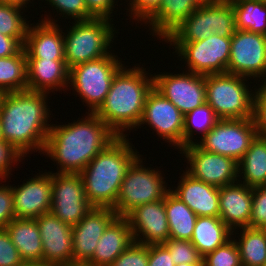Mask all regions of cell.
I'll return each instance as SVG.
<instances>
[{
    "mask_svg": "<svg viewBox=\"0 0 266 266\" xmlns=\"http://www.w3.org/2000/svg\"><path fill=\"white\" fill-rule=\"evenodd\" d=\"M202 261L203 266H242L235 238L207 253Z\"/></svg>",
    "mask_w": 266,
    "mask_h": 266,
    "instance_id": "cell-37",
    "label": "cell"
},
{
    "mask_svg": "<svg viewBox=\"0 0 266 266\" xmlns=\"http://www.w3.org/2000/svg\"><path fill=\"white\" fill-rule=\"evenodd\" d=\"M111 20L93 18L75 21L68 34L64 33V58L69 69L110 54L108 48H111L115 34Z\"/></svg>",
    "mask_w": 266,
    "mask_h": 266,
    "instance_id": "cell-6",
    "label": "cell"
},
{
    "mask_svg": "<svg viewBox=\"0 0 266 266\" xmlns=\"http://www.w3.org/2000/svg\"><path fill=\"white\" fill-rule=\"evenodd\" d=\"M116 56L111 53L69 69L68 85H72L91 113L104 103L114 76L123 67Z\"/></svg>",
    "mask_w": 266,
    "mask_h": 266,
    "instance_id": "cell-7",
    "label": "cell"
},
{
    "mask_svg": "<svg viewBox=\"0 0 266 266\" xmlns=\"http://www.w3.org/2000/svg\"><path fill=\"white\" fill-rule=\"evenodd\" d=\"M118 135L95 113L67 125H51L44 150L58 173L79 174Z\"/></svg>",
    "mask_w": 266,
    "mask_h": 266,
    "instance_id": "cell-1",
    "label": "cell"
},
{
    "mask_svg": "<svg viewBox=\"0 0 266 266\" xmlns=\"http://www.w3.org/2000/svg\"><path fill=\"white\" fill-rule=\"evenodd\" d=\"M16 218L36 219L50 213L52 205L51 172L40 174L19 187L11 186Z\"/></svg>",
    "mask_w": 266,
    "mask_h": 266,
    "instance_id": "cell-19",
    "label": "cell"
},
{
    "mask_svg": "<svg viewBox=\"0 0 266 266\" xmlns=\"http://www.w3.org/2000/svg\"><path fill=\"white\" fill-rule=\"evenodd\" d=\"M125 137L118 136L79 173L86 199L94 207L113 208L116 205L126 172L139 157Z\"/></svg>",
    "mask_w": 266,
    "mask_h": 266,
    "instance_id": "cell-4",
    "label": "cell"
},
{
    "mask_svg": "<svg viewBox=\"0 0 266 266\" xmlns=\"http://www.w3.org/2000/svg\"><path fill=\"white\" fill-rule=\"evenodd\" d=\"M68 83L65 59H27V90L49 93L52 89L69 87Z\"/></svg>",
    "mask_w": 266,
    "mask_h": 266,
    "instance_id": "cell-24",
    "label": "cell"
},
{
    "mask_svg": "<svg viewBox=\"0 0 266 266\" xmlns=\"http://www.w3.org/2000/svg\"><path fill=\"white\" fill-rule=\"evenodd\" d=\"M227 72L266 80V35L236 29L231 36Z\"/></svg>",
    "mask_w": 266,
    "mask_h": 266,
    "instance_id": "cell-12",
    "label": "cell"
},
{
    "mask_svg": "<svg viewBox=\"0 0 266 266\" xmlns=\"http://www.w3.org/2000/svg\"><path fill=\"white\" fill-rule=\"evenodd\" d=\"M0 140H2V136H1V123H0Z\"/></svg>",
    "mask_w": 266,
    "mask_h": 266,
    "instance_id": "cell-55",
    "label": "cell"
},
{
    "mask_svg": "<svg viewBox=\"0 0 266 266\" xmlns=\"http://www.w3.org/2000/svg\"><path fill=\"white\" fill-rule=\"evenodd\" d=\"M5 229L26 265L42 264L43 245L35 219L15 218Z\"/></svg>",
    "mask_w": 266,
    "mask_h": 266,
    "instance_id": "cell-25",
    "label": "cell"
},
{
    "mask_svg": "<svg viewBox=\"0 0 266 266\" xmlns=\"http://www.w3.org/2000/svg\"><path fill=\"white\" fill-rule=\"evenodd\" d=\"M170 45L187 62L189 72L204 76L227 72L231 37L213 34L201 41L170 42Z\"/></svg>",
    "mask_w": 266,
    "mask_h": 266,
    "instance_id": "cell-10",
    "label": "cell"
},
{
    "mask_svg": "<svg viewBox=\"0 0 266 266\" xmlns=\"http://www.w3.org/2000/svg\"><path fill=\"white\" fill-rule=\"evenodd\" d=\"M233 232L220 217L200 216L196 219L190 242L204 257L229 241Z\"/></svg>",
    "mask_w": 266,
    "mask_h": 266,
    "instance_id": "cell-27",
    "label": "cell"
},
{
    "mask_svg": "<svg viewBox=\"0 0 266 266\" xmlns=\"http://www.w3.org/2000/svg\"><path fill=\"white\" fill-rule=\"evenodd\" d=\"M209 24L213 34L231 37L235 32V11L231 0L209 2Z\"/></svg>",
    "mask_w": 266,
    "mask_h": 266,
    "instance_id": "cell-35",
    "label": "cell"
},
{
    "mask_svg": "<svg viewBox=\"0 0 266 266\" xmlns=\"http://www.w3.org/2000/svg\"><path fill=\"white\" fill-rule=\"evenodd\" d=\"M169 238L190 241L197 215L171 191L165 196Z\"/></svg>",
    "mask_w": 266,
    "mask_h": 266,
    "instance_id": "cell-29",
    "label": "cell"
},
{
    "mask_svg": "<svg viewBox=\"0 0 266 266\" xmlns=\"http://www.w3.org/2000/svg\"><path fill=\"white\" fill-rule=\"evenodd\" d=\"M54 6L57 13L60 12L64 15L69 16V19H74L76 21H86L93 19L94 17L88 12L84 0H45Z\"/></svg>",
    "mask_w": 266,
    "mask_h": 266,
    "instance_id": "cell-40",
    "label": "cell"
},
{
    "mask_svg": "<svg viewBox=\"0 0 266 266\" xmlns=\"http://www.w3.org/2000/svg\"><path fill=\"white\" fill-rule=\"evenodd\" d=\"M148 124L163 141L183 147L184 115L154 87L147 95L139 126Z\"/></svg>",
    "mask_w": 266,
    "mask_h": 266,
    "instance_id": "cell-15",
    "label": "cell"
},
{
    "mask_svg": "<svg viewBox=\"0 0 266 266\" xmlns=\"http://www.w3.org/2000/svg\"><path fill=\"white\" fill-rule=\"evenodd\" d=\"M235 28L266 35V4L259 0H231Z\"/></svg>",
    "mask_w": 266,
    "mask_h": 266,
    "instance_id": "cell-33",
    "label": "cell"
},
{
    "mask_svg": "<svg viewBox=\"0 0 266 266\" xmlns=\"http://www.w3.org/2000/svg\"><path fill=\"white\" fill-rule=\"evenodd\" d=\"M11 185L0 186V229L5 227L16 218L13 204Z\"/></svg>",
    "mask_w": 266,
    "mask_h": 266,
    "instance_id": "cell-44",
    "label": "cell"
},
{
    "mask_svg": "<svg viewBox=\"0 0 266 266\" xmlns=\"http://www.w3.org/2000/svg\"><path fill=\"white\" fill-rule=\"evenodd\" d=\"M88 12L94 18L111 19V13L115 8L114 0H84Z\"/></svg>",
    "mask_w": 266,
    "mask_h": 266,
    "instance_id": "cell-48",
    "label": "cell"
},
{
    "mask_svg": "<svg viewBox=\"0 0 266 266\" xmlns=\"http://www.w3.org/2000/svg\"><path fill=\"white\" fill-rule=\"evenodd\" d=\"M144 71L142 67L123 66L114 76L104 103L95 112L118 136H126L123 132L126 129L139 127L147 95L154 87L153 75L148 77Z\"/></svg>",
    "mask_w": 266,
    "mask_h": 266,
    "instance_id": "cell-3",
    "label": "cell"
},
{
    "mask_svg": "<svg viewBox=\"0 0 266 266\" xmlns=\"http://www.w3.org/2000/svg\"><path fill=\"white\" fill-rule=\"evenodd\" d=\"M116 217L112 208L93 207L72 226L73 266H84L93 257L99 239Z\"/></svg>",
    "mask_w": 266,
    "mask_h": 266,
    "instance_id": "cell-16",
    "label": "cell"
},
{
    "mask_svg": "<svg viewBox=\"0 0 266 266\" xmlns=\"http://www.w3.org/2000/svg\"><path fill=\"white\" fill-rule=\"evenodd\" d=\"M148 266H175L169 250L163 244L149 245Z\"/></svg>",
    "mask_w": 266,
    "mask_h": 266,
    "instance_id": "cell-47",
    "label": "cell"
},
{
    "mask_svg": "<svg viewBox=\"0 0 266 266\" xmlns=\"http://www.w3.org/2000/svg\"><path fill=\"white\" fill-rule=\"evenodd\" d=\"M43 245L42 264L73 266L72 226L51 213L35 219Z\"/></svg>",
    "mask_w": 266,
    "mask_h": 266,
    "instance_id": "cell-17",
    "label": "cell"
},
{
    "mask_svg": "<svg viewBox=\"0 0 266 266\" xmlns=\"http://www.w3.org/2000/svg\"><path fill=\"white\" fill-rule=\"evenodd\" d=\"M46 94L29 90L0 94L2 140L22 157L34 149L44 150L51 128Z\"/></svg>",
    "mask_w": 266,
    "mask_h": 266,
    "instance_id": "cell-2",
    "label": "cell"
},
{
    "mask_svg": "<svg viewBox=\"0 0 266 266\" xmlns=\"http://www.w3.org/2000/svg\"><path fill=\"white\" fill-rule=\"evenodd\" d=\"M23 157L14 150L8 143L0 140V179L8 178L12 170V164L21 161ZM10 170V171H9Z\"/></svg>",
    "mask_w": 266,
    "mask_h": 266,
    "instance_id": "cell-45",
    "label": "cell"
},
{
    "mask_svg": "<svg viewBox=\"0 0 266 266\" xmlns=\"http://www.w3.org/2000/svg\"><path fill=\"white\" fill-rule=\"evenodd\" d=\"M22 48L23 45L16 38L0 33V58L13 56Z\"/></svg>",
    "mask_w": 266,
    "mask_h": 266,
    "instance_id": "cell-49",
    "label": "cell"
},
{
    "mask_svg": "<svg viewBox=\"0 0 266 266\" xmlns=\"http://www.w3.org/2000/svg\"><path fill=\"white\" fill-rule=\"evenodd\" d=\"M257 135L252 119H219L214 127L195 142L204 151L230 157L239 162Z\"/></svg>",
    "mask_w": 266,
    "mask_h": 266,
    "instance_id": "cell-9",
    "label": "cell"
},
{
    "mask_svg": "<svg viewBox=\"0 0 266 266\" xmlns=\"http://www.w3.org/2000/svg\"><path fill=\"white\" fill-rule=\"evenodd\" d=\"M52 205L50 213L74 226L94 207L87 199L80 174L51 173Z\"/></svg>",
    "mask_w": 266,
    "mask_h": 266,
    "instance_id": "cell-11",
    "label": "cell"
},
{
    "mask_svg": "<svg viewBox=\"0 0 266 266\" xmlns=\"http://www.w3.org/2000/svg\"><path fill=\"white\" fill-rule=\"evenodd\" d=\"M0 3H8V4H10V0H0Z\"/></svg>",
    "mask_w": 266,
    "mask_h": 266,
    "instance_id": "cell-54",
    "label": "cell"
},
{
    "mask_svg": "<svg viewBox=\"0 0 266 266\" xmlns=\"http://www.w3.org/2000/svg\"><path fill=\"white\" fill-rule=\"evenodd\" d=\"M238 247L242 266H266V229L241 227Z\"/></svg>",
    "mask_w": 266,
    "mask_h": 266,
    "instance_id": "cell-32",
    "label": "cell"
},
{
    "mask_svg": "<svg viewBox=\"0 0 266 266\" xmlns=\"http://www.w3.org/2000/svg\"><path fill=\"white\" fill-rule=\"evenodd\" d=\"M22 9L8 3H0V33L16 38L24 46L29 24L21 16Z\"/></svg>",
    "mask_w": 266,
    "mask_h": 266,
    "instance_id": "cell-36",
    "label": "cell"
},
{
    "mask_svg": "<svg viewBox=\"0 0 266 266\" xmlns=\"http://www.w3.org/2000/svg\"><path fill=\"white\" fill-rule=\"evenodd\" d=\"M213 35L209 24V2L203 3L178 27H176L164 41L193 42L201 41Z\"/></svg>",
    "mask_w": 266,
    "mask_h": 266,
    "instance_id": "cell-30",
    "label": "cell"
},
{
    "mask_svg": "<svg viewBox=\"0 0 266 266\" xmlns=\"http://www.w3.org/2000/svg\"><path fill=\"white\" fill-rule=\"evenodd\" d=\"M204 3L206 2H218V1H221V0H202Z\"/></svg>",
    "mask_w": 266,
    "mask_h": 266,
    "instance_id": "cell-53",
    "label": "cell"
},
{
    "mask_svg": "<svg viewBox=\"0 0 266 266\" xmlns=\"http://www.w3.org/2000/svg\"><path fill=\"white\" fill-rule=\"evenodd\" d=\"M238 181L219 187V217L232 231L249 227L252 209L253 189Z\"/></svg>",
    "mask_w": 266,
    "mask_h": 266,
    "instance_id": "cell-22",
    "label": "cell"
},
{
    "mask_svg": "<svg viewBox=\"0 0 266 266\" xmlns=\"http://www.w3.org/2000/svg\"><path fill=\"white\" fill-rule=\"evenodd\" d=\"M28 1L30 2V0H10V4L23 8L26 7L27 4H29Z\"/></svg>",
    "mask_w": 266,
    "mask_h": 266,
    "instance_id": "cell-50",
    "label": "cell"
},
{
    "mask_svg": "<svg viewBox=\"0 0 266 266\" xmlns=\"http://www.w3.org/2000/svg\"><path fill=\"white\" fill-rule=\"evenodd\" d=\"M204 2L202 0H162L159 8L144 22L153 36L166 38Z\"/></svg>",
    "mask_w": 266,
    "mask_h": 266,
    "instance_id": "cell-26",
    "label": "cell"
},
{
    "mask_svg": "<svg viewBox=\"0 0 266 266\" xmlns=\"http://www.w3.org/2000/svg\"><path fill=\"white\" fill-rule=\"evenodd\" d=\"M176 266H203V264H187V263H181Z\"/></svg>",
    "mask_w": 266,
    "mask_h": 266,
    "instance_id": "cell-51",
    "label": "cell"
},
{
    "mask_svg": "<svg viewBox=\"0 0 266 266\" xmlns=\"http://www.w3.org/2000/svg\"><path fill=\"white\" fill-rule=\"evenodd\" d=\"M244 81L246 77L228 72L205 76L206 103L218 119L253 118L254 94Z\"/></svg>",
    "mask_w": 266,
    "mask_h": 266,
    "instance_id": "cell-5",
    "label": "cell"
},
{
    "mask_svg": "<svg viewBox=\"0 0 266 266\" xmlns=\"http://www.w3.org/2000/svg\"><path fill=\"white\" fill-rule=\"evenodd\" d=\"M186 73H163L153 76L154 88L183 115L206 103L205 76L189 71Z\"/></svg>",
    "mask_w": 266,
    "mask_h": 266,
    "instance_id": "cell-14",
    "label": "cell"
},
{
    "mask_svg": "<svg viewBox=\"0 0 266 266\" xmlns=\"http://www.w3.org/2000/svg\"><path fill=\"white\" fill-rule=\"evenodd\" d=\"M132 242L128 219L117 216L105 229L93 257L84 266H109Z\"/></svg>",
    "mask_w": 266,
    "mask_h": 266,
    "instance_id": "cell-23",
    "label": "cell"
},
{
    "mask_svg": "<svg viewBox=\"0 0 266 266\" xmlns=\"http://www.w3.org/2000/svg\"><path fill=\"white\" fill-rule=\"evenodd\" d=\"M160 171L144 167L140 156L128 168L121 183L116 205L112 208L117 216L126 217L143 204L164 199L171 190L165 186Z\"/></svg>",
    "mask_w": 266,
    "mask_h": 266,
    "instance_id": "cell-8",
    "label": "cell"
},
{
    "mask_svg": "<svg viewBox=\"0 0 266 266\" xmlns=\"http://www.w3.org/2000/svg\"><path fill=\"white\" fill-rule=\"evenodd\" d=\"M161 2L162 0H130L131 8L128 10L131 11L134 20L144 22L159 8Z\"/></svg>",
    "mask_w": 266,
    "mask_h": 266,
    "instance_id": "cell-46",
    "label": "cell"
},
{
    "mask_svg": "<svg viewBox=\"0 0 266 266\" xmlns=\"http://www.w3.org/2000/svg\"><path fill=\"white\" fill-rule=\"evenodd\" d=\"M218 120L213 109L207 103L185 114L183 147L195 143L192 140L194 129L203 132L201 135L204 136L214 127Z\"/></svg>",
    "mask_w": 266,
    "mask_h": 266,
    "instance_id": "cell-34",
    "label": "cell"
},
{
    "mask_svg": "<svg viewBox=\"0 0 266 266\" xmlns=\"http://www.w3.org/2000/svg\"><path fill=\"white\" fill-rule=\"evenodd\" d=\"M179 151L187 158L190 168L186 170L194 178L216 187L237 182L238 162L230 157L204 151L196 143Z\"/></svg>",
    "mask_w": 266,
    "mask_h": 266,
    "instance_id": "cell-13",
    "label": "cell"
},
{
    "mask_svg": "<svg viewBox=\"0 0 266 266\" xmlns=\"http://www.w3.org/2000/svg\"><path fill=\"white\" fill-rule=\"evenodd\" d=\"M254 93L253 120L257 134L266 137V80Z\"/></svg>",
    "mask_w": 266,
    "mask_h": 266,
    "instance_id": "cell-43",
    "label": "cell"
},
{
    "mask_svg": "<svg viewBox=\"0 0 266 266\" xmlns=\"http://www.w3.org/2000/svg\"><path fill=\"white\" fill-rule=\"evenodd\" d=\"M27 90V59L24 47L15 55L0 58V94Z\"/></svg>",
    "mask_w": 266,
    "mask_h": 266,
    "instance_id": "cell-31",
    "label": "cell"
},
{
    "mask_svg": "<svg viewBox=\"0 0 266 266\" xmlns=\"http://www.w3.org/2000/svg\"><path fill=\"white\" fill-rule=\"evenodd\" d=\"M26 266H54V265H44V264H31Z\"/></svg>",
    "mask_w": 266,
    "mask_h": 266,
    "instance_id": "cell-52",
    "label": "cell"
},
{
    "mask_svg": "<svg viewBox=\"0 0 266 266\" xmlns=\"http://www.w3.org/2000/svg\"><path fill=\"white\" fill-rule=\"evenodd\" d=\"M53 21L54 19L43 18L34 27L33 24L28 26L23 46L26 59H65L64 32Z\"/></svg>",
    "mask_w": 266,
    "mask_h": 266,
    "instance_id": "cell-20",
    "label": "cell"
},
{
    "mask_svg": "<svg viewBox=\"0 0 266 266\" xmlns=\"http://www.w3.org/2000/svg\"><path fill=\"white\" fill-rule=\"evenodd\" d=\"M240 176L244 180L242 183L250 188L266 186V137L257 134L252 140L249 149L238 162Z\"/></svg>",
    "mask_w": 266,
    "mask_h": 266,
    "instance_id": "cell-28",
    "label": "cell"
},
{
    "mask_svg": "<svg viewBox=\"0 0 266 266\" xmlns=\"http://www.w3.org/2000/svg\"><path fill=\"white\" fill-rule=\"evenodd\" d=\"M249 228L266 229V186L254 187Z\"/></svg>",
    "mask_w": 266,
    "mask_h": 266,
    "instance_id": "cell-41",
    "label": "cell"
},
{
    "mask_svg": "<svg viewBox=\"0 0 266 266\" xmlns=\"http://www.w3.org/2000/svg\"><path fill=\"white\" fill-rule=\"evenodd\" d=\"M149 245L132 242L109 266H148Z\"/></svg>",
    "mask_w": 266,
    "mask_h": 266,
    "instance_id": "cell-39",
    "label": "cell"
},
{
    "mask_svg": "<svg viewBox=\"0 0 266 266\" xmlns=\"http://www.w3.org/2000/svg\"><path fill=\"white\" fill-rule=\"evenodd\" d=\"M126 218L130 224L134 242L154 245L164 244L169 239L165 198L138 206ZM140 234L143 238H140Z\"/></svg>",
    "mask_w": 266,
    "mask_h": 266,
    "instance_id": "cell-18",
    "label": "cell"
},
{
    "mask_svg": "<svg viewBox=\"0 0 266 266\" xmlns=\"http://www.w3.org/2000/svg\"><path fill=\"white\" fill-rule=\"evenodd\" d=\"M177 189L170 190L198 217H219V187L198 180L183 172Z\"/></svg>",
    "mask_w": 266,
    "mask_h": 266,
    "instance_id": "cell-21",
    "label": "cell"
},
{
    "mask_svg": "<svg viewBox=\"0 0 266 266\" xmlns=\"http://www.w3.org/2000/svg\"><path fill=\"white\" fill-rule=\"evenodd\" d=\"M170 252L174 265L181 263L203 264L202 256L188 240L168 239L163 244Z\"/></svg>",
    "mask_w": 266,
    "mask_h": 266,
    "instance_id": "cell-38",
    "label": "cell"
},
{
    "mask_svg": "<svg viewBox=\"0 0 266 266\" xmlns=\"http://www.w3.org/2000/svg\"><path fill=\"white\" fill-rule=\"evenodd\" d=\"M0 266H26L6 229H0Z\"/></svg>",
    "mask_w": 266,
    "mask_h": 266,
    "instance_id": "cell-42",
    "label": "cell"
}]
</instances>
